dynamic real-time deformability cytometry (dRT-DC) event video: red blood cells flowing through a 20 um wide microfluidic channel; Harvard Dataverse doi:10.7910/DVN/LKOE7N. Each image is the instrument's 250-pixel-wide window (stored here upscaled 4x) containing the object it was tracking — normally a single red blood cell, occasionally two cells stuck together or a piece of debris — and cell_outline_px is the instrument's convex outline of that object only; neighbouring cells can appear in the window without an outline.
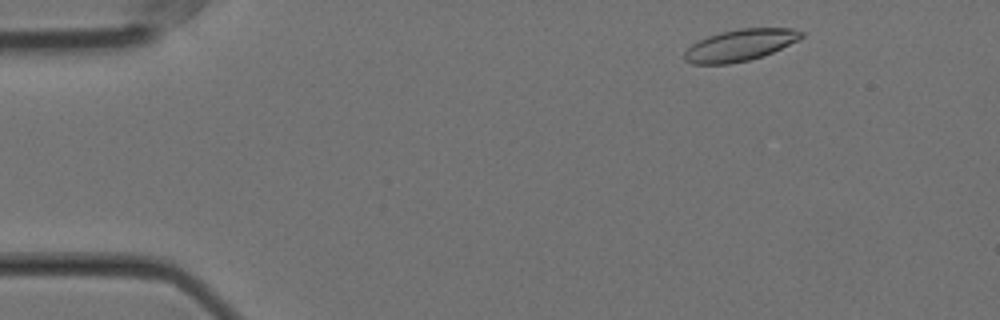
{"species": "Egyptian fruit bat (a non-hibernating species)", "species_latin": "Rousettus aegyptiacus", "temperature_condition": "cold", "stored_images_in_passage": 11, "camera_frame_rate_fps": 3000, "um_per_image_px": 0.085, "animal": {"sex": "female"}, "frame": {"image": 1, "passage_image": 4, "time_ms": 1.0, "image_size_px": [1000, 320], "cell_outline_px": [[804, 36], [800, 40], [764, 56], [748, 60], [728, 64], [692, 64], [684, 60], [684, 52], [692, 44], [708, 36], [720, 32], [740, 28], [792, 28], [804, 32]], "centroid_in_image_um": [62.94, 3.84], "position_along_channel_um": 22.1, "area_um2": 21.68}}